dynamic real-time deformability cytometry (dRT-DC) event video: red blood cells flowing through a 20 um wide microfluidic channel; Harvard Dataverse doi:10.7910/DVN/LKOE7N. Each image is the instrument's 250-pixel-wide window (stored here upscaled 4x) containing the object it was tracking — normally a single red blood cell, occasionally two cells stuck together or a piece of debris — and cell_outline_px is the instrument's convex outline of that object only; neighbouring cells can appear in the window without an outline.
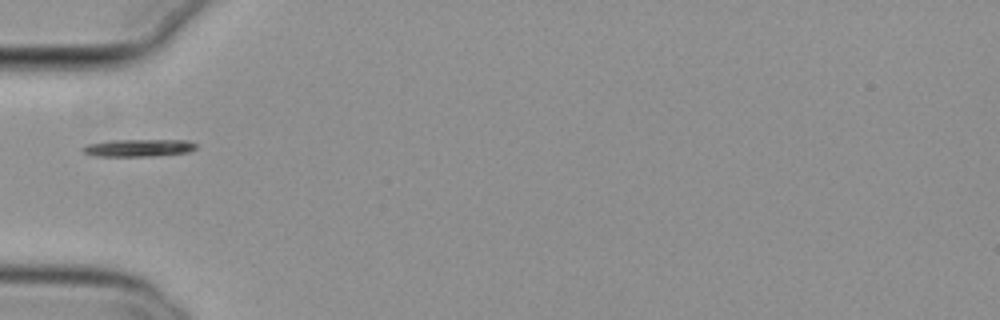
{"species": "common noctule bat (a hibernating species)", "species_latin": "Nyctalus noctula", "temperature_condition": "cold", "stored_images_in_passage": 32, "camera_frame_rate_fps": 3000, "um_per_image_px": 0.085, "animal": {"sex": "female", "body_mass_g": 29.2, "forearm_length_mm": 56.3}, "frame": {"image": 1, "passage_image": 1, "time_ms": 0.0, "image_size_px": [1000, 320], "cell_outline_px": [[196, 148], [188, 152], [156, 156], [92, 156], [84, 152], [80, 148], [84, 144], [108, 140], [188, 140], [196, 144]], "centroid_in_image_um": [11.71, 12.56], "position_along_channel_um": 73.3, "area_um2": 11.68}}
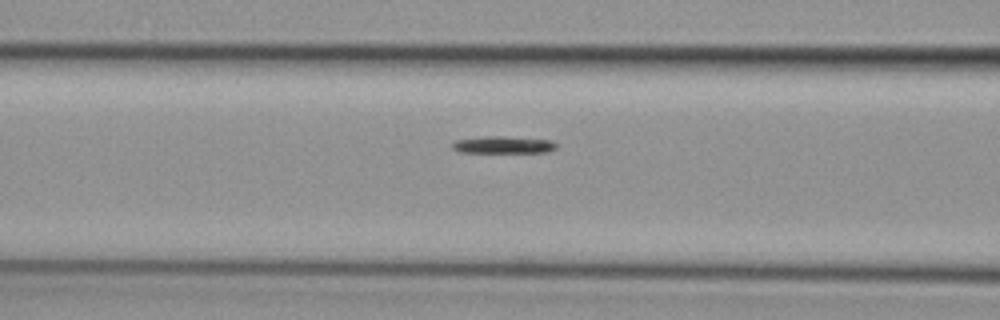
{"frame": {"image": 2, "passage_image": 5, "time_ms": 1.333, "image_size_px": [1000, 320], "cell_outline_px": [[556, 148], [548, 152], [460, 152], [452, 148], [452, 144], [456, 140], [484, 136], [504, 136], [552, 140], [556, 144]], "centroid_in_image_um": [42.79, 12.3], "position_along_channel_um": 123.8, "area_um2": 10.35}}
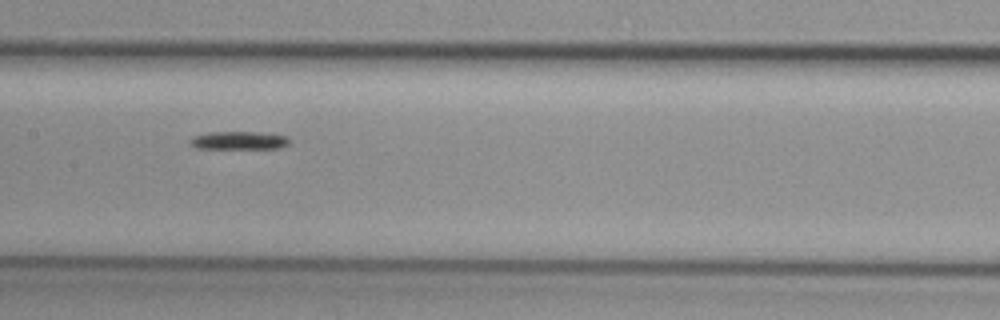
{"frame": {"image": 3, "passage_image": 10, "time_ms": 3.0, "image_size_px": [1000, 320], "cell_outline_px": [[288, 144], [280, 148], [196, 148], [188, 140], [192, 136], [208, 132], [256, 132], [288, 136]], "centroid_in_image_um": [20.27, 11.93], "position_along_channel_um": 187.1, "area_um2": 10.35}}